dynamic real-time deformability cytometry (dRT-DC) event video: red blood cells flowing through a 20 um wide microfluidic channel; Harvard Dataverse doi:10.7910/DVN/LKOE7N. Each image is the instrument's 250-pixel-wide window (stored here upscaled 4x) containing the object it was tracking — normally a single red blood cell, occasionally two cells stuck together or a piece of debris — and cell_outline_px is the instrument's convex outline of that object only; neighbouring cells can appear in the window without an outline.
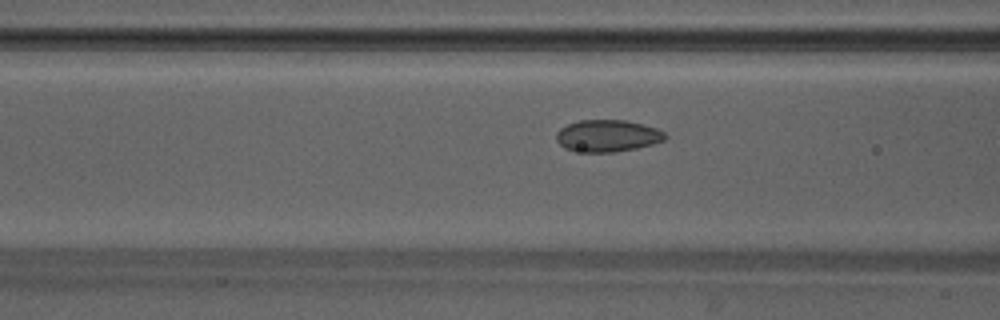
{"species": "Egyptian fruit bat (a non-hibernating species)", "species_latin": "Rousettus aegyptiacus", "temperature_condition": "warm", "stored_images_in_passage": 33, "camera_frame_rate_fps": 3000, "um_per_image_px": 0.085, "animal": {"sex": "male"}, "frame": {"image": 1, "passage_image": 4, "time_ms": 1.0, "image_size_px": [1000, 320], "cell_outline_px": [[668, 136], [664, 140], [652, 144], [636, 148], [612, 152], [584, 152], [564, 148], [556, 140], [556, 132], [560, 128], [568, 124], [580, 120], [624, 120], [644, 124], [656, 128], [664, 132]], "centroid_in_image_um": [51.63, 11.54], "position_along_channel_um": 115.0, "area_um2": 20.23}}
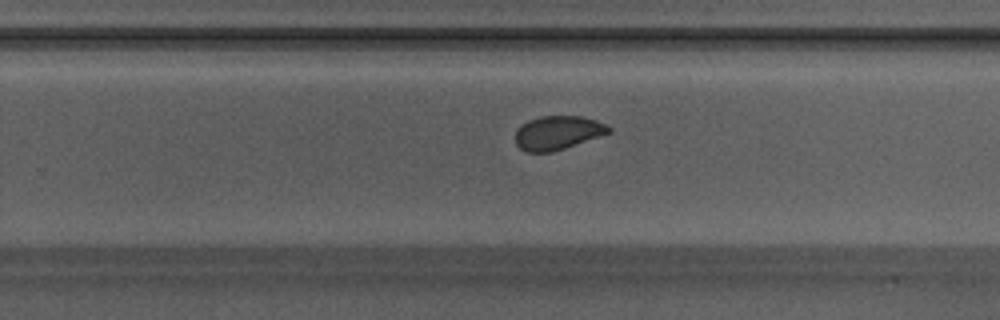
{"frame": {"image": 2, "passage_image": 16, "time_ms": 5.0, "image_size_px": [1000, 320], "cell_outline_px": [[612, 132], [552, 152], [528, 152], [520, 148], [516, 144], [516, 128], [528, 120], [540, 116], [580, 116], [596, 120], [612, 128]], "centroid_in_image_um": [47.39, 11.28], "position_along_channel_um": 282.4, "area_um2": 18.32}}
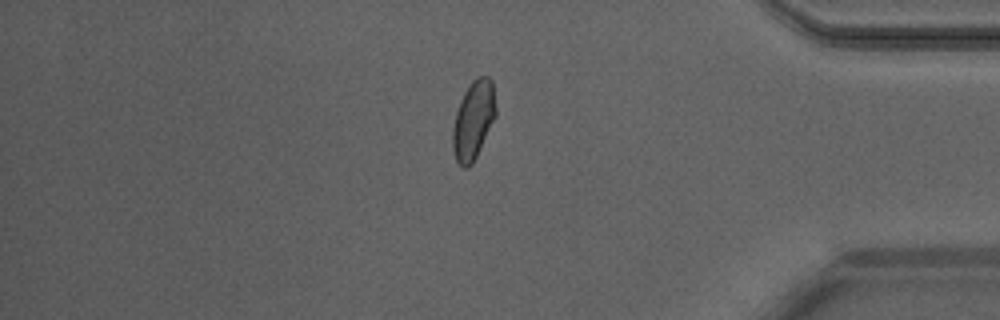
{"frame": {"image": 3, "passage_image": 26, "time_ms": 8.333, "image_size_px": [1000, 320], "cell_outline_px": [[496, 116], [472, 164], [468, 168], [464, 168], [456, 160], [452, 148], [452, 128], [456, 112], [460, 100], [464, 92], [472, 80], [476, 76], [488, 76], [492, 80], [496, 108]], "centroid_in_image_um": [40.23, 10.19], "position_along_channel_um": 395.0, "area_um2": 19.77}, "authors_computed_cell_mechanics": {"area_um2": 19.363, "velocity_mm_per_s": 4.1967, "shape_relaxation_time_tau1_ms": 6.7396, "shape_relaxation_time_tau2_ms": 0.8349, "deformation_change_tau1": 0.1172, "deformation_change_tau2": 0.0322}}